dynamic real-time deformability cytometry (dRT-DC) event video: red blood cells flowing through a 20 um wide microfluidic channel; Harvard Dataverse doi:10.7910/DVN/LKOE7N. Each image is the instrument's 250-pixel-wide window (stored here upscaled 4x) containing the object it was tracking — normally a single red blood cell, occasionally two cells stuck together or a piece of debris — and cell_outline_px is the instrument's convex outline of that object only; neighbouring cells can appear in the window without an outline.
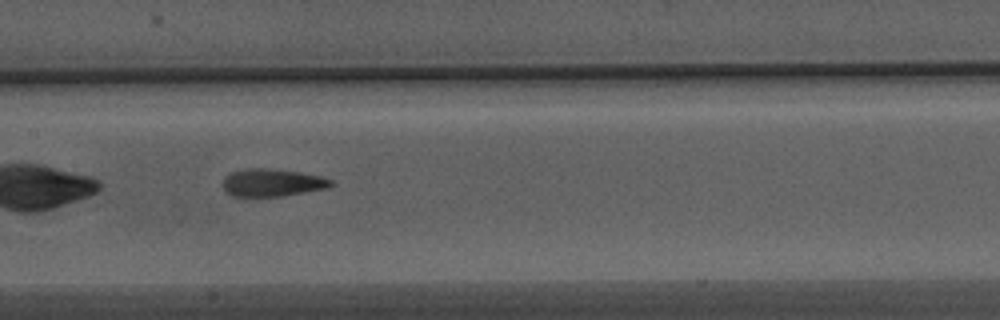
{"species": "Egyptian fruit bat (a non-hibernating species)", "species_latin": "Rousettus aegyptiacus", "temperature_condition": "warm", "stored_images_in_passage": 36, "camera_frame_rate_fps": 3000, "um_per_image_px": 0.085, "animal": {"sex": "male"}, "frame": {"image": 1, "passage_image": 11, "time_ms": 3.333, "image_size_px": [1000, 320], "cell_outline_px": [[336, 184], [328, 188], [280, 196], [232, 196], [224, 188], [224, 176], [232, 172], [248, 168], [268, 168], [300, 172], [320, 176], [332, 180]], "centroid_in_image_um": [23.17, 15.51], "position_along_channel_um": 184.2, "area_um2": 17.28}, "authors_computed_cell_mechanics": {"area_um2": 17.4556, "velocity_mm_per_s": 3.7496, "shape_relaxation_time_tau1_ms": 5.2045, "shape_relaxation_time_tau2_ms": 3.167, "deformation_change_tau1": 0.188, "deformation_change_tau2": 0.1207}}